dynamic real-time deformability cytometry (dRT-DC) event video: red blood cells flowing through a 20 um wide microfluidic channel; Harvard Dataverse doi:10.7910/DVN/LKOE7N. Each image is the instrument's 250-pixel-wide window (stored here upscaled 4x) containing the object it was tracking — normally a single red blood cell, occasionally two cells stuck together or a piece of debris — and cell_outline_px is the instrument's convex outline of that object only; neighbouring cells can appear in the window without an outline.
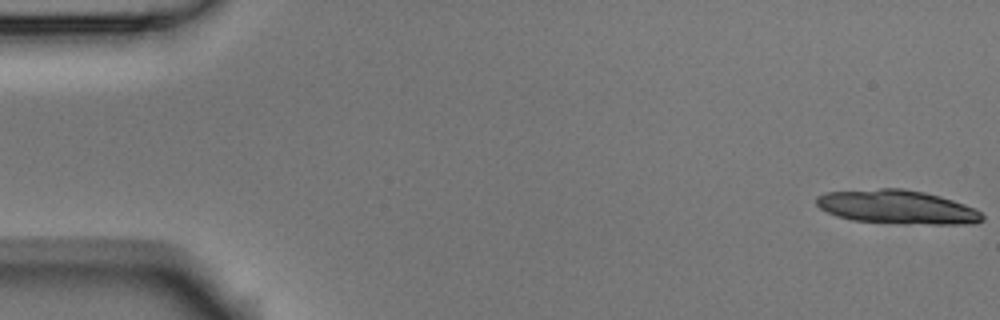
{"species": "Egyptian fruit bat (a non-hibernating species)", "species_latin": "Rousettus aegyptiacus", "temperature_condition": "room temperature", "stored_images_in_passage": 8, "camera_frame_rate_fps": 3000, "um_per_image_px": 0.085, "animal": {"sex": "male"}, "frame": {"image": 1, "passage_image": 1, "time_ms": 0.0, "image_size_px": [1000, 320], "cell_outline_px": [[984, 220], [976, 224], [900, 224], [852, 220], [836, 216], [820, 208], [816, 204], [816, 196], [824, 192], [880, 188], [904, 188], [924, 192], [940, 196], [976, 208], [984, 216]], "centroid_in_image_um": [76.27, 17.6], "position_along_channel_um": 8.7, "area_um2": 33.12}}
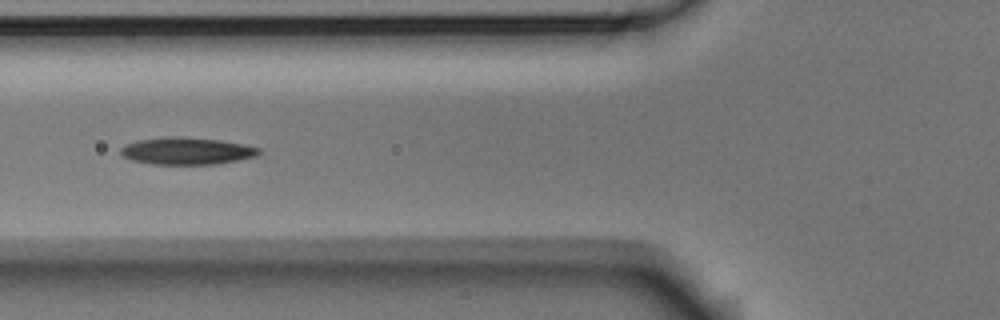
{"frame": {"image": 2, "passage_image": 6, "time_ms": 1.667, "image_size_px": [1000, 320], "cell_outline_px": [[260, 152], [256, 156], [216, 164], [152, 164], [132, 160], [124, 156], [120, 152], [120, 148], [124, 144], [140, 140], [168, 136], [180, 136], [220, 140], [260, 148]], "centroid_in_image_um": [15.83, 12.83], "position_along_channel_um": 110.0, "area_um2": 21.68}}
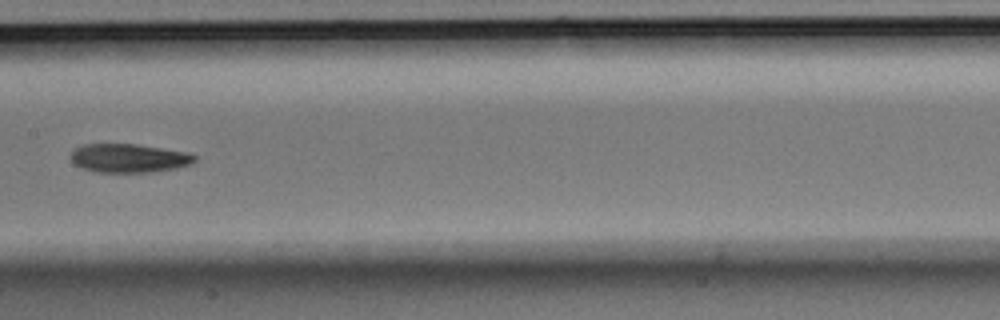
{"frame": {"image": 3, "passage_image": 8, "time_ms": 2.333, "image_size_px": [1000, 320], "cell_outline_px": [[196, 160], [188, 164], [176, 168], [152, 172], [96, 172], [84, 168], [76, 164], [68, 156], [76, 148], [84, 144], [136, 144], [188, 152], [196, 156]], "centroid_in_image_um": [10.95, 13.44], "position_along_channel_um": 196.4, "area_um2": 20.58}}